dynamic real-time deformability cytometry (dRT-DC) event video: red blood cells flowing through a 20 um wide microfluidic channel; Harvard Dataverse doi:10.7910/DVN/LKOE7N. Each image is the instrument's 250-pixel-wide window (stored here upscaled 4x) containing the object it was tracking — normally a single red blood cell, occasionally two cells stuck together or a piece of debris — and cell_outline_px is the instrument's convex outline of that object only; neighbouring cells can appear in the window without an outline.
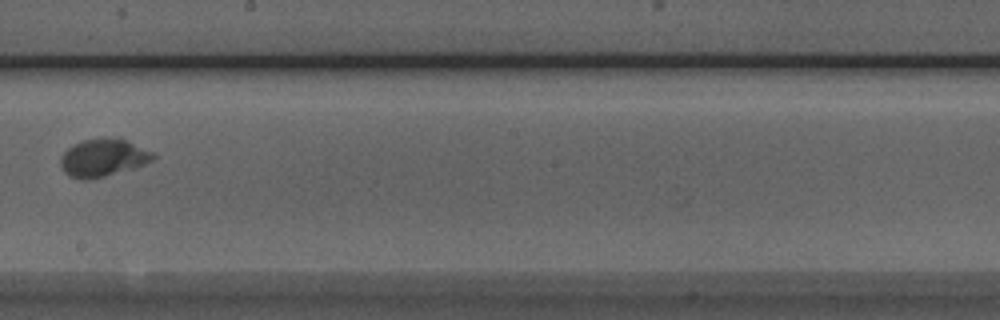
{"species": "Egyptian fruit bat (a non-hibernating species)", "species_latin": "Rousettus aegyptiacus", "temperature_condition": "room temperature", "stored_images_in_passage": 7, "camera_frame_rate_fps": 3000, "um_per_image_px": 0.085, "animal": {"sex": "male"}, "frame": {"image": 1, "passage_image": 6, "time_ms": 6.667, "image_size_px": [1000, 320], "cell_outline_px": [[156, 156], [152, 160], [144, 164], [132, 168], [104, 176], [88, 180], [80, 180], [68, 176], [64, 172], [60, 164], [60, 156], [68, 148], [84, 140], [108, 136], [128, 140], [156, 152]], "centroid_in_image_um": [8.78, 13.39], "position_along_channel_um": 239.4, "area_um2": 20.58}}
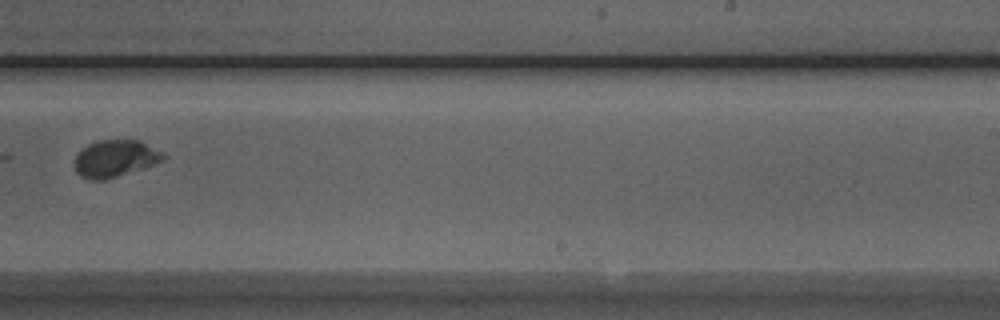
{"frame": {"image": 2, "passage_image": 7, "time_ms": 7.667, "image_size_px": [1000, 320], "cell_outline_px": [[164, 156], [160, 160], [144, 168], [104, 180], [88, 180], [80, 176], [76, 172], [76, 156], [88, 144], [96, 140], [140, 140], [164, 152]], "centroid_in_image_um": [9.78, 13.47], "position_along_channel_um": 279.2, "area_um2": 18.9}}